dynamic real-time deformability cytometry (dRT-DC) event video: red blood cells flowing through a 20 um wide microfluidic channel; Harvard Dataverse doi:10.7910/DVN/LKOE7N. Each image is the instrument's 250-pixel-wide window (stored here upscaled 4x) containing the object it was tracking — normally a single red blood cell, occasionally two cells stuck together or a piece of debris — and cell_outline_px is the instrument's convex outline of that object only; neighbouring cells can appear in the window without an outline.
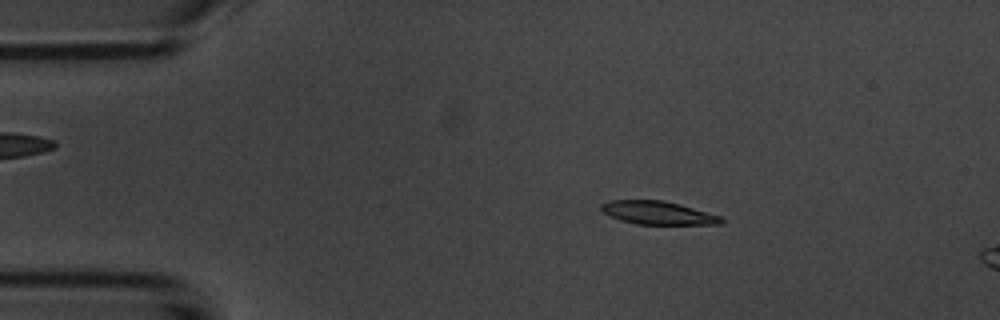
{"species": "common noctule bat (a hibernating species)", "species_latin": "Nyctalus noctula", "temperature_condition": "room temperature", "stored_images_in_passage": 9, "camera_frame_rate_fps": 3000, "um_per_image_px": 0.085, "animal": {"sex": "male", "body_mass_g": 20.1, "forearm_length_mm": 53.5}, "frame": {"image": 1, "passage_image": 4, "time_ms": 1.0, "image_size_px": [1000, 320], "cell_outline_px": [[724, 224], [636, 224], [620, 220], [600, 212], [600, 204], [608, 200], [664, 200], [680, 204], [720, 216], [724, 220]], "centroid_in_image_um": [55.86, 18.08], "position_along_channel_um": 29.1, "area_um2": 16.36}}